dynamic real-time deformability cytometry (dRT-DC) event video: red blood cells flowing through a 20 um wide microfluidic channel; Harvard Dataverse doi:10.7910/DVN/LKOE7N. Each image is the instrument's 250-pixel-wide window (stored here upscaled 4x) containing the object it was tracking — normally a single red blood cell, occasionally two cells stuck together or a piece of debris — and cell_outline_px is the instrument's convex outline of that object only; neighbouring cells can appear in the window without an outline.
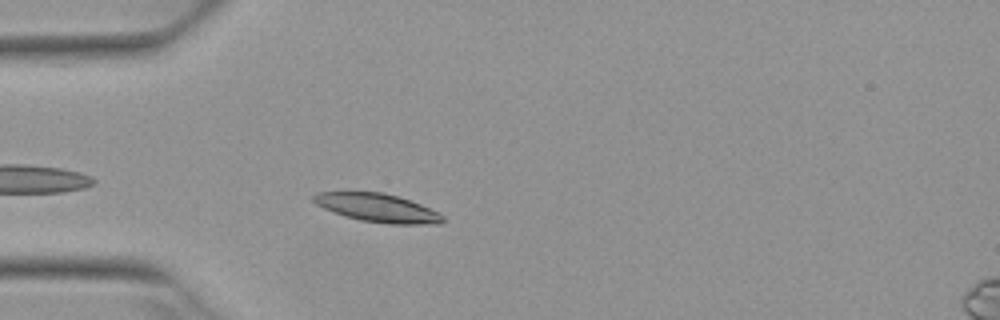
{"species": "Egyptian fruit bat (a non-hibernating species)", "species_latin": "Rousettus aegyptiacus", "temperature_condition": "warm", "stored_images_in_passage": 4, "camera_frame_rate_fps": 3000, "um_per_image_px": 0.085, "animal": {"sex": "female"}, "frame": {"image": 1, "passage_image": 4, "time_ms": 1.0, "image_size_px": [1000, 320], "cell_outline_px": [[444, 220], [440, 224], [388, 224], [360, 220], [344, 216], [324, 208], [316, 204], [312, 200], [312, 196], [316, 192], [384, 192], [420, 204], [440, 212], [444, 216]], "centroid_in_image_um": [32.1, 17.67], "position_along_channel_um": 52.9, "area_um2": 21.39}}